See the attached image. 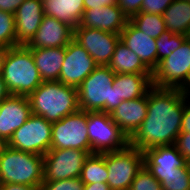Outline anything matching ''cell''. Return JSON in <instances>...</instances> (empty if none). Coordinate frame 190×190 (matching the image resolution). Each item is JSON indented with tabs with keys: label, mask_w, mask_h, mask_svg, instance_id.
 Masks as SVG:
<instances>
[{
	"label": "cell",
	"mask_w": 190,
	"mask_h": 190,
	"mask_svg": "<svg viewBox=\"0 0 190 190\" xmlns=\"http://www.w3.org/2000/svg\"><path fill=\"white\" fill-rule=\"evenodd\" d=\"M189 95L182 89L152 87L148 91L147 116L130 138V145L143 152L175 144L181 133L184 100Z\"/></svg>",
	"instance_id": "6da1fadb"
},
{
	"label": "cell",
	"mask_w": 190,
	"mask_h": 190,
	"mask_svg": "<svg viewBox=\"0 0 190 190\" xmlns=\"http://www.w3.org/2000/svg\"><path fill=\"white\" fill-rule=\"evenodd\" d=\"M28 99L32 114L51 123L79 110L77 88L59 81H43Z\"/></svg>",
	"instance_id": "7a4b0ae2"
},
{
	"label": "cell",
	"mask_w": 190,
	"mask_h": 190,
	"mask_svg": "<svg viewBox=\"0 0 190 190\" xmlns=\"http://www.w3.org/2000/svg\"><path fill=\"white\" fill-rule=\"evenodd\" d=\"M1 76L11 95L28 97L43 82L31 50L25 45L7 49Z\"/></svg>",
	"instance_id": "3957f363"
},
{
	"label": "cell",
	"mask_w": 190,
	"mask_h": 190,
	"mask_svg": "<svg viewBox=\"0 0 190 190\" xmlns=\"http://www.w3.org/2000/svg\"><path fill=\"white\" fill-rule=\"evenodd\" d=\"M114 76L115 73L108 66H97L77 88L79 109L105 113L116 109L117 93L116 87H113Z\"/></svg>",
	"instance_id": "277c9868"
},
{
	"label": "cell",
	"mask_w": 190,
	"mask_h": 190,
	"mask_svg": "<svg viewBox=\"0 0 190 190\" xmlns=\"http://www.w3.org/2000/svg\"><path fill=\"white\" fill-rule=\"evenodd\" d=\"M44 180V156L12 149L0 153V183H17L40 188Z\"/></svg>",
	"instance_id": "5b68a950"
},
{
	"label": "cell",
	"mask_w": 190,
	"mask_h": 190,
	"mask_svg": "<svg viewBox=\"0 0 190 190\" xmlns=\"http://www.w3.org/2000/svg\"><path fill=\"white\" fill-rule=\"evenodd\" d=\"M190 70V38L169 56L162 59L152 71V86L182 89L188 92Z\"/></svg>",
	"instance_id": "8992f818"
},
{
	"label": "cell",
	"mask_w": 190,
	"mask_h": 190,
	"mask_svg": "<svg viewBox=\"0 0 190 190\" xmlns=\"http://www.w3.org/2000/svg\"><path fill=\"white\" fill-rule=\"evenodd\" d=\"M87 118L91 154L118 151L130 144V139L113 122L109 113L87 112Z\"/></svg>",
	"instance_id": "52a82bcc"
},
{
	"label": "cell",
	"mask_w": 190,
	"mask_h": 190,
	"mask_svg": "<svg viewBox=\"0 0 190 190\" xmlns=\"http://www.w3.org/2000/svg\"><path fill=\"white\" fill-rule=\"evenodd\" d=\"M107 184L111 190H129L137 172L144 165V154L130 144L121 150L105 153Z\"/></svg>",
	"instance_id": "ba28073f"
},
{
	"label": "cell",
	"mask_w": 190,
	"mask_h": 190,
	"mask_svg": "<svg viewBox=\"0 0 190 190\" xmlns=\"http://www.w3.org/2000/svg\"><path fill=\"white\" fill-rule=\"evenodd\" d=\"M52 123L44 117L31 115L18 128L6 145L12 149L44 156L51 149Z\"/></svg>",
	"instance_id": "9c48e42d"
},
{
	"label": "cell",
	"mask_w": 190,
	"mask_h": 190,
	"mask_svg": "<svg viewBox=\"0 0 190 190\" xmlns=\"http://www.w3.org/2000/svg\"><path fill=\"white\" fill-rule=\"evenodd\" d=\"M87 112L79 109L52 123L51 149H80L91 154Z\"/></svg>",
	"instance_id": "30bf717a"
},
{
	"label": "cell",
	"mask_w": 190,
	"mask_h": 190,
	"mask_svg": "<svg viewBox=\"0 0 190 190\" xmlns=\"http://www.w3.org/2000/svg\"><path fill=\"white\" fill-rule=\"evenodd\" d=\"M89 156L80 149H50L44 155V180L57 181L78 178Z\"/></svg>",
	"instance_id": "8fae6325"
},
{
	"label": "cell",
	"mask_w": 190,
	"mask_h": 190,
	"mask_svg": "<svg viewBox=\"0 0 190 190\" xmlns=\"http://www.w3.org/2000/svg\"><path fill=\"white\" fill-rule=\"evenodd\" d=\"M98 65L89 53L74 39L65 47V57L59 82L78 88Z\"/></svg>",
	"instance_id": "7c38bea8"
},
{
	"label": "cell",
	"mask_w": 190,
	"mask_h": 190,
	"mask_svg": "<svg viewBox=\"0 0 190 190\" xmlns=\"http://www.w3.org/2000/svg\"><path fill=\"white\" fill-rule=\"evenodd\" d=\"M73 39L89 53L98 66H108L120 36L108 31L78 26L74 29Z\"/></svg>",
	"instance_id": "4fadbf2b"
},
{
	"label": "cell",
	"mask_w": 190,
	"mask_h": 190,
	"mask_svg": "<svg viewBox=\"0 0 190 190\" xmlns=\"http://www.w3.org/2000/svg\"><path fill=\"white\" fill-rule=\"evenodd\" d=\"M31 115L27 96L10 95L5 98L0 107V139L6 144Z\"/></svg>",
	"instance_id": "5bb4252c"
},
{
	"label": "cell",
	"mask_w": 190,
	"mask_h": 190,
	"mask_svg": "<svg viewBox=\"0 0 190 190\" xmlns=\"http://www.w3.org/2000/svg\"><path fill=\"white\" fill-rule=\"evenodd\" d=\"M143 154L144 165L159 182L161 174H170L188 164L174 144L152 147L144 150Z\"/></svg>",
	"instance_id": "9a60e30c"
},
{
	"label": "cell",
	"mask_w": 190,
	"mask_h": 190,
	"mask_svg": "<svg viewBox=\"0 0 190 190\" xmlns=\"http://www.w3.org/2000/svg\"><path fill=\"white\" fill-rule=\"evenodd\" d=\"M74 37V29L56 18L43 16L42 22L28 48L66 47Z\"/></svg>",
	"instance_id": "2e32d148"
},
{
	"label": "cell",
	"mask_w": 190,
	"mask_h": 190,
	"mask_svg": "<svg viewBox=\"0 0 190 190\" xmlns=\"http://www.w3.org/2000/svg\"><path fill=\"white\" fill-rule=\"evenodd\" d=\"M129 18L118 7V4L86 9L78 26L93 28L120 34Z\"/></svg>",
	"instance_id": "e0dca14e"
},
{
	"label": "cell",
	"mask_w": 190,
	"mask_h": 190,
	"mask_svg": "<svg viewBox=\"0 0 190 190\" xmlns=\"http://www.w3.org/2000/svg\"><path fill=\"white\" fill-rule=\"evenodd\" d=\"M16 46L27 45L37 32L43 16L42 0H25L15 12Z\"/></svg>",
	"instance_id": "ac0fdd59"
},
{
	"label": "cell",
	"mask_w": 190,
	"mask_h": 190,
	"mask_svg": "<svg viewBox=\"0 0 190 190\" xmlns=\"http://www.w3.org/2000/svg\"><path fill=\"white\" fill-rule=\"evenodd\" d=\"M147 107L148 92L143 97L122 101V103L109 114L113 122L119 126L130 139L140 128L147 116Z\"/></svg>",
	"instance_id": "d6986e66"
},
{
	"label": "cell",
	"mask_w": 190,
	"mask_h": 190,
	"mask_svg": "<svg viewBox=\"0 0 190 190\" xmlns=\"http://www.w3.org/2000/svg\"><path fill=\"white\" fill-rule=\"evenodd\" d=\"M119 36L122 43L140 57L142 62L151 71L157 67L156 39L147 36V34L139 30L130 20H128Z\"/></svg>",
	"instance_id": "ffe728a7"
},
{
	"label": "cell",
	"mask_w": 190,
	"mask_h": 190,
	"mask_svg": "<svg viewBox=\"0 0 190 190\" xmlns=\"http://www.w3.org/2000/svg\"><path fill=\"white\" fill-rule=\"evenodd\" d=\"M113 87H116L117 106L122 101L143 97L153 87L152 74H115Z\"/></svg>",
	"instance_id": "44dd1931"
},
{
	"label": "cell",
	"mask_w": 190,
	"mask_h": 190,
	"mask_svg": "<svg viewBox=\"0 0 190 190\" xmlns=\"http://www.w3.org/2000/svg\"><path fill=\"white\" fill-rule=\"evenodd\" d=\"M42 81H58L65 47L29 48Z\"/></svg>",
	"instance_id": "7402d4cb"
},
{
	"label": "cell",
	"mask_w": 190,
	"mask_h": 190,
	"mask_svg": "<svg viewBox=\"0 0 190 190\" xmlns=\"http://www.w3.org/2000/svg\"><path fill=\"white\" fill-rule=\"evenodd\" d=\"M44 15L77 28L84 12V0H42Z\"/></svg>",
	"instance_id": "603a6c76"
},
{
	"label": "cell",
	"mask_w": 190,
	"mask_h": 190,
	"mask_svg": "<svg viewBox=\"0 0 190 190\" xmlns=\"http://www.w3.org/2000/svg\"><path fill=\"white\" fill-rule=\"evenodd\" d=\"M108 67L115 74H152V71L131 51L121 40L115 46V51Z\"/></svg>",
	"instance_id": "cb8c5ba5"
},
{
	"label": "cell",
	"mask_w": 190,
	"mask_h": 190,
	"mask_svg": "<svg viewBox=\"0 0 190 190\" xmlns=\"http://www.w3.org/2000/svg\"><path fill=\"white\" fill-rule=\"evenodd\" d=\"M162 16L168 31L190 36V1L174 0Z\"/></svg>",
	"instance_id": "d4e9b609"
},
{
	"label": "cell",
	"mask_w": 190,
	"mask_h": 190,
	"mask_svg": "<svg viewBox=\"0 0 190 190\" xmlns=\"http://www.w3.org/2000/svg\"><path fill=\"white\" fill-rule=\"evenodd\" d=\"M80 179L84 184L107 183L108 170L105 153H92L85 159Z\"/></svg>",
	"instance_id": "484cf974"
},
{
	"label": "cell",
	"mask_w": 190,
	"mask_h": 190,
	"mask_svg": "<svg viewBox=\"0 0 190 190\" xmlns=\"http://www.w3.org/2000/svg\"><path fill=\"white\" fill-rule=\"evenodd\" d=\"M139 30L147 36L157 39L166 29L163 16L161 14H149L140 12L129 19Z\"/></svg>",
	"instance_id": "4316f807"
},
{
	"label": "cell",
	"mask_w": 190,
	"mask_h": 190,
	"mask_svg": "<svg viewBox=\"0 0 190 190\" xmlns=\"http://www.w3.org/2000/svg\"><path fill=\"white\" fill-rule=\"evenodd\" d=\"M187 38L188 36L173 34L168 30L162 33L156 39L157 65L162 59L177 50Z\"/></svg>",
	"instance_id": "83f0119b"
},
{
	"label": "cell",
	"mask_w": 190,
	"mask_h": 190,
	"mask_svg": "<svg viewBox=\"0 0 190 190\" xmlns=\"http://www.w3.org/2000/svg\"><path fill=\"white\" fill-rule=\"evenodd\" d=\"M163 190H190V169L188 164L170 174H161L160 182Z\"/></svg>",
	"instance_id": "f1b7e54d"
},
{
	"label": "cell",
	"mask_w": 190,
	"mask_h": 190,
	"mask_svg": "<svg viewBox=\"0 0 190 190\" xmlns=\"http://www.w3.org/2000/svg\"><path fill=\"white\" fill-rule=\"evenodd\" d=\"M0 46L11 48L16 46L15 15L0 10Z\"/></svg>",
	"instance_id": "f546056e"
},
{
	"label": "cell",
	"mask_w": 190,
	"mask_h": 190,
	"mask_svg": "<svg viewBox=\"0 0 190 190\" xmlns=\"http://www.w3.org/2000/svg\"><path fill=\"white\" fill-rule=\"evenodd\" d=\"M129 190H163L145 165L137 172Z\"/></svg>",
	"instance_id": "4dcf8cb0"
},
{
	"label": "cell",
	"mask_w": 190,
	"mask_h": 190,
	"mask_svg": "<svg viewBox=\"0 0 190 190\" xmlns=\"http://www.w3.org/2000/svg\"><path fill=\"white\" fill-rule=\"evenodd\" d=\"M80 177L57 181H43L39 190H83Z\"/></svg>",
	"instance_id": "1f68e13d"
},
{
	"label": "cell",
	"mask_w": 190,
	"mask_h": 190,
	"mask_svg": "<svg viewBox=\"0 0 190 190\" xmlns=\"http://www.w3.org/2000/svg\"><path fill=\"white\" fill-rule=\"evenodd\" d=\"M174 0H143L141 12L163 14Z\"/></svg>",
	"instance_id": "d6a6232c"
},
{
	"label": "cell",
	"mask_w": 190,
	"mask_h": 190,
	"mask_svg": "<svg viewBox=\"0 0 190 190\" xmlns=\"http://www.w3.org/2000/svg\"><path fill=\"white\" fill-rule=\"evenodd\" d=\"M142 2L143 0H117L118 7L129 19L141 12Z\"/></svg>",
	"instance_id": "836d02e7"
},
{
	"label": "cell",
	"mask_w": 190,
	"mask_h": 190,
	"mask_svg": "<svg viewBox=\"0 0 190 190\" xmlns=\"http://www.w3.org/2000/svg\"><path fill=\"white\" fill-rule=\"evenodd\" d=\"M179 153L190 161V133H180L176 138L175 144Z\"/></svg>",
	"instance_id": "e575fe53"
},
{
	"label": "cell",
	"mask_w": 190,
	"mask_h": 190,
	"mask_svg": "<svg viewBox=\"0 0 190 190\" xmlns=\"http://www.w3.org/2000/svg\"><path fill=\"white\" fill-rule=\"evenodd\" d=\"M190 95L184 100V111L181 122V133H190Z\"/></svg>",
	"instance_id": "d590c367"
},
{
	"label": "cell",
	"mask_w": 190,
	"mask_h": 190,
	"mask_svg": "<svg viewBox=\"0 0 190 190\" xmlns=\"http://www.w3.org/2000/svg\"><path fill=\"white\" fill-rule=\"evenodd\" d=\"M25 0H0V10L15 14L17 8Z\"/></svg>",
	"instance_id": "8d00e7d4"
},
{
	"label": "cell",
	"mask_w": 190,
	"mask_h": 190,
	"mask_svg": "<svg viewBox=\"0 0 190 190\" xmlns=\"http://www.w3.org/2000/svg\"><path fill=\"white\" fill-rule=\"evenodd\" d=\"M117 4V0H84V11Z\"/></svg>",
	"instance_id": "74e56055"
},
{
	"label": "cell",
	"mask_w": 190,
	"mask_h": 190,
	"mask_svg": "<svg viewBox=\"0 0 190 190\" xmlns=\"http://www.w3.org/2000/svg\"><path fill=\"white\" fill-rule=\"evenodd\" d=\"M34 186L15 184V183H1V190H39Z\"/></svg>",
	"instance_id": "f35d334b"
},
{
	"label": "cell",
	"mask_w": 190,
	"mask_h": 190,
	"mask_svg": "<svg viewBox=\"0 0 190 190\" xmlns=\"http://www.w3.org/2000/svg\"><path fill=\"white\" fill-rule=\"evenodd\" d=\"M83 190H111L107 183L84 184Z\"/></svg>",
	"instance_id": "ab89813d"
},
{
	"label": "cell",
	"mask_w": 190,
	"mask_h": 190,
	"mask_svg": "<svg viewBox=\"0 0 190 190\" xmlns=\"http://www.w3.org/2000/svg\"><path fill=\"white\" fill-rule=\"evenodd\" d=\"M10 95L11 93L8 91L6 83L0 75V102H2L5 98L9 97Z\"/></svg>",
	"instance_id": "60d3db41"
},
{
	"label": "cell",
	"mask_w": 190,
	"mask_h": 190,
	"mask_svg": "<svg viewBox=\"0 0 190 190\" xmlns=\"http://www.w3.org/2000/svg\"><path fill=\"white\" fill-rule=\"evenodd\" d=\"M6 47L0 46V75L2 73V68H3V62L6 56V52H7Z\"/></svg>",
	"instance_id": "b9f144b4"
},
{
	"label": "cell",
	"mask_w": 190,
	"mask_h": 190,
	"mask_svg": "<svg viewBox=\"0 0 190 190\" xmlns=\"http://www.w3.org/2000/svg\"><path fill=\"white\" fill-rule=\"evenodd\" d=\"M188 93L190 94V70L188 74Z\"/></svg>",
	"instance_id": "7bdbcfd3"
},
{
	"label": "cell",
	"mask_w": 190,
	"mask_h": 190,
	"mask_svg": "<svg viewBox=\"0 0 190 190\" xmlns=\"http://www.w3.org/2000/svg\"><path fill=\"white\" fill-rule=\"evenodd\" d=\"M6 144L0 139V153Z\"/></svg>",
	"instance_id": "ee69618b"
}]
</instances>
